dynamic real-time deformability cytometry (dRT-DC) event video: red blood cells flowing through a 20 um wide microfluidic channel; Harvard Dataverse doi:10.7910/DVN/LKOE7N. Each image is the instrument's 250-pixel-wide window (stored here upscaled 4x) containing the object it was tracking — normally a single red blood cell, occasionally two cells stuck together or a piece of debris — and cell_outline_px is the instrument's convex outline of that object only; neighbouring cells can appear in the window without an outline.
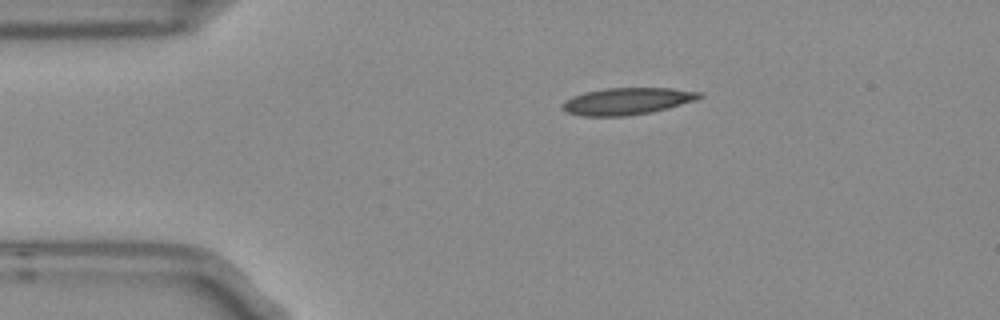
{"species": "Egyptian fruit bat (a non-hibernating species)", "species_latin": "Rousettus aegyptiacus", "temperature_condition": "room temperature", "stored_images_in_passage": 2, "camera_frame_rate_fps": 3000, "um_per_image_px": 0.085, "frame": {"image": 1, "passage_image": 1, "time_ms": 0.0, "image_size_px": [1000, 320], "cell_outline_px": [[704, 96], [696, 100], [668, 108], [648, 112], [624, 116], [580, 116], [568, 112], [560, 108], [560, 104], [564, 100], [572, 96], [584, 92], [604, 88], [672, 88], [704, 92]], "centroid_in_image_um": [53.29, 8.59], "position_along_channel_um": 31.7, "area_um2": 21.68}}